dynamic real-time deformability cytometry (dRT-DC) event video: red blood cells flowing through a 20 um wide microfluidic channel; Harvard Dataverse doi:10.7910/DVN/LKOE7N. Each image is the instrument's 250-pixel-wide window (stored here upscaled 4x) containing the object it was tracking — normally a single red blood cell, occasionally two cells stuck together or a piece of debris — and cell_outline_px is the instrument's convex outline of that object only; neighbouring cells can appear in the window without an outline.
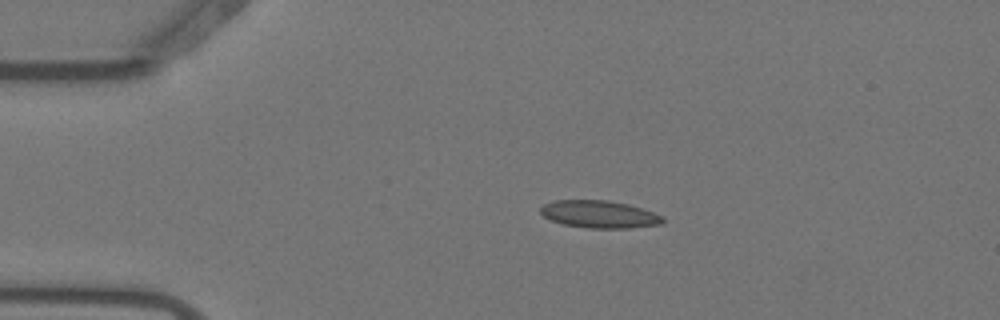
{"species": "Egyptian fruit bat (a non-hibernating species)", "species_latin": "Rousettus aegyptiacus", "temperature_condition": "warm", "stored_images_in_passage": 2, "camera_frame_rate_fps": 3000, "um_per_image_px": 0.085, "animal": {"sex": "female"}, "frame": {"image": 1, "passage_image": 1, "time_ms": 0.0, "image_size_px": [1000, 320], "cell_outline_px": [[664, 220], [660, 224], [628, 228], [588, 228], [564, 224], [552, 220], [544, 216], [540, 212], [540, 208], [544, 204], [556, 200], [608, 200], [628, 204], [664, 216]], "centroid_in_image_um": [50.94, 18.21], "position_along_channel_um": 34.1, "area_um2": 19.36}}